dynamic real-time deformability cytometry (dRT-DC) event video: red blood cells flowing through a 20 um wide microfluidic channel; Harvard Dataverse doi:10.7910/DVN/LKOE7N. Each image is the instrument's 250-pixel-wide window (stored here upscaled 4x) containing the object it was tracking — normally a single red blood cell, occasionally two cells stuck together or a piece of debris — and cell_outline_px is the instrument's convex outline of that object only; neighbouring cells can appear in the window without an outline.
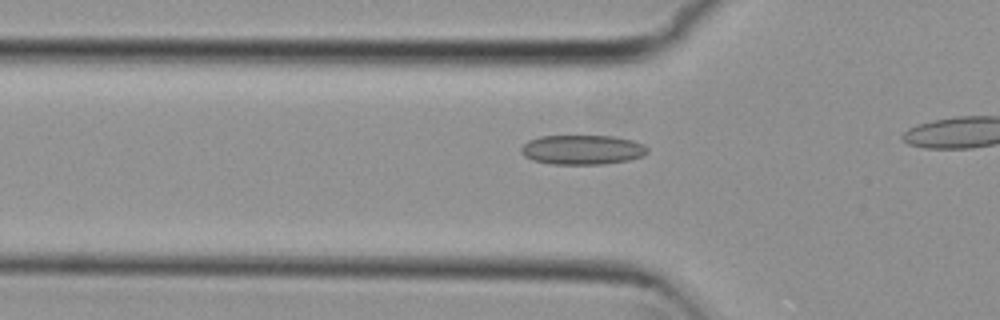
{"species": "common noctule bat (a hibernating species)", "species_latin": "Nyctalus noctula", "temperature_condition": "cold", "stored_images_in_passage": 16, "camera_frame_rate_fps": 3000, "um_per_image_px": 0.085, "animal": {"sex": "female", "body_mass_g": 29.2, "forearm_length_mm": 56.3}, "frame": {"image": 1, "passage_image": 10, "time_ms": 3.0, "image_size_px": [1000, 320], "cell_outline_px": [[648, 152], [644, 156], [628, 160], [604, 164], [552, 164], [532, 160], [524, 156], [520, 152], [520, 148], [528, 140], [540, 136], [612, 136], [632, 140], [644, 144], [648, 148]], "centroid_in_image_um": [49.49, 12.73], "position_along_channel_um": 76.3, "area_um2": 21.91}}
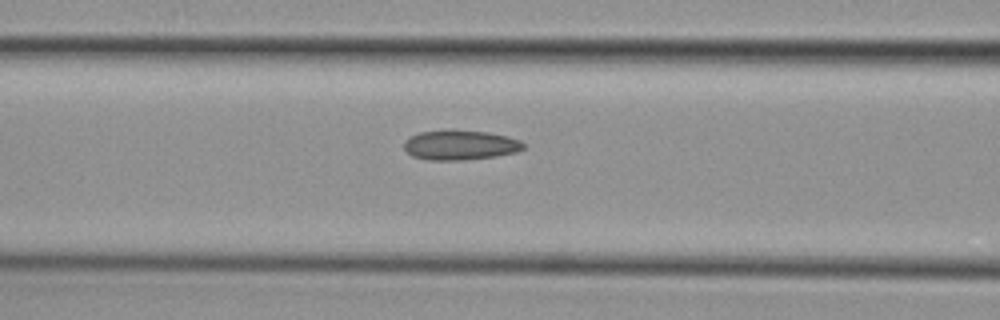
{"frame": {"image": 2, "passage_image": 14, "time_ms": 4.333, "image_size_px": [1000, 320], "cell_outline_px": [[524, 148], [516, 152], [496, 156], [464, 160], [428, 160], [412, 156], [404, 148], [404, 140], [420, 132], [448, 128], [452, 128], [488, 132], [508, 136], [520, 140], [524, 144]], "centroid_in_image_um": [39.11, 12.3], "position_along_channel_um": 127.5, "area_um2": 21.15}}